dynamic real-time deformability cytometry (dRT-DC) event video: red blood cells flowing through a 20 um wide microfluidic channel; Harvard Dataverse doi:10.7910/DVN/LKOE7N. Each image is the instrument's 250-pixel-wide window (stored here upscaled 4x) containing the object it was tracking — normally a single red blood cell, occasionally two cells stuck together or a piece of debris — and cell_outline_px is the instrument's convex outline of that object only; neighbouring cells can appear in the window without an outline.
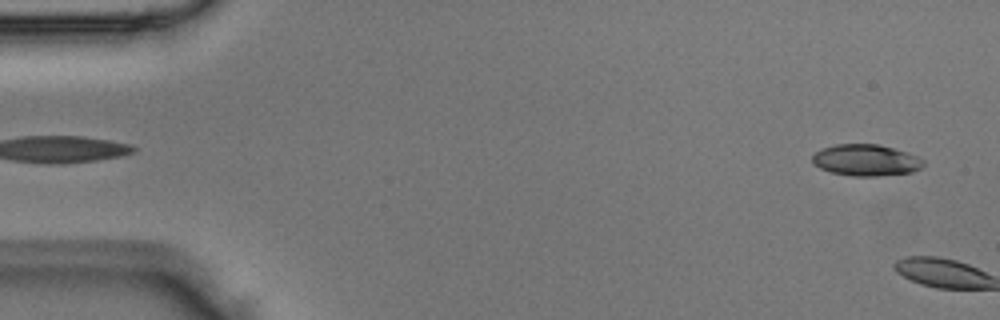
{"species": "Egyptian fruit bat (a non-hibernating species)", "species_latin": "Rousettus aegyptiacus", "temperature_condition": "room temperature", "stored_images_in_passage": 4, "camera_frame_rate_fps": 3000, "um_per_image_px": 0.085, "animal": {"sex": "male"}, "frame": {"image": 1, "passage_image": 2, "time_ms": 0.333, "image_size_px": [1000, 320], "cell_outline_px": [[924, 164], [920, 168], [912, 172], [876, 176], [856, 176], [832, 172], [820, 168], [812, 164], [812, 156], [820, 148], [836, 144], [880, 144], [908, 152], [924, 160]], "centroid_in_image_um": [73.59, 13.6], "position_along_channel_um": 11.4, "area_um2": 20.4}}